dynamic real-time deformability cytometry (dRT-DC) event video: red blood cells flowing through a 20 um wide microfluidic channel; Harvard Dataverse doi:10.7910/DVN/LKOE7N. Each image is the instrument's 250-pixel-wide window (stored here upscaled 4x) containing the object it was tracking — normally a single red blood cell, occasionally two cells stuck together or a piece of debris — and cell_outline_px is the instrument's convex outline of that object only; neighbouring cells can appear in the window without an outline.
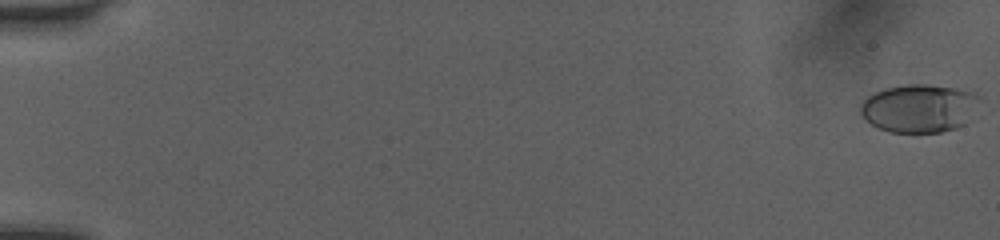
{"species": "human", "species_latin": "Homo sapiens", "temperature_condition": "room temperature", "stored_images_in_passage": 52, "camera_frame_rate_fps": 3000, "um_per_image_px": 0.085, "donor": {"sex": "female"}, "frame": {"image": 1, "passage_image": 1, "time_ms": 0.0, "image_size_px": [1000, 240], "cell_outline_px": [[984, 100], [964, 124], [956, 128], [940, 132], [888, 132], [872, 124], [860, 112], [860, 104], [868, 96], [884, 88], [908, 84], [928, 84], [976, 88], [984, 96]], "centroid_in_image_um": [78.29, 9.15], "position_along_channel_um": 6.7, "area_um2": 34.51}}
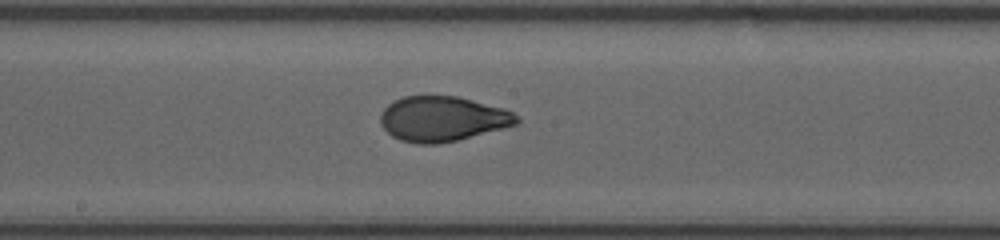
{"frame": {"image": 2, "passage_image": 30, "time_ms": 9.667, "image_size_px": [1000, 240], "cell_outline_px": [[520, 120], [516, 124], [456, 140], [436, 144], [416, 144], [400, 140], [392, 136], [380, 124], [380, 116], [384, 108], [388, 104], [404, 96], [456, 96], [504, 108], [520, 116]], "centroid_in_image_um": [37.59, 10.1], "position_along_channel_um": 210.6, "area_um2": 35.49}}
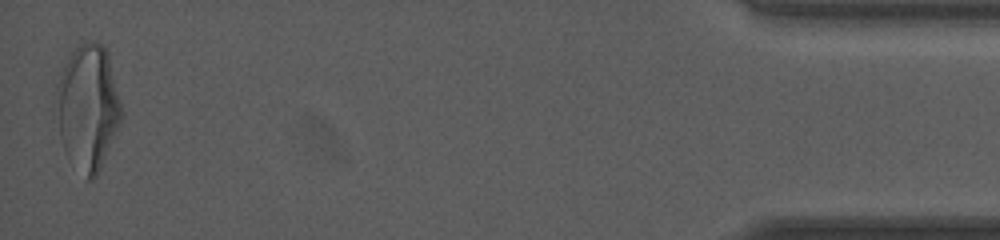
{"frame": {"image": 3, "passage_image": 52, "time_ms": 17.0, "image_size_px": [1000, 240], "cell_outline_px": [[124, 116], [100, 168], [96, 176], [92, 180], [88, 180], [64, 148], [60, 136], [52, 104], [56, 84], [68, 56], [80, 44], [88, 40], [92, 40], [104, 44], [108, 52], [124, 112]], "centroid_in_image_um": [7.47, 9.04], "position_along_channel_um": 427.7, "area_um2": 48.21}, "authors_computed_cell_mechanics": {"area_um2": 35.836, "velocity_mm_per_s": 4.0661, "shape_relaxation_time_tau1_ms": 3.3765, "shape_relaxation_time_tau2_ms": 0.5785, "deformation_change_tau1": 0.1664, "deformation_change_tau2": 0.0565}}